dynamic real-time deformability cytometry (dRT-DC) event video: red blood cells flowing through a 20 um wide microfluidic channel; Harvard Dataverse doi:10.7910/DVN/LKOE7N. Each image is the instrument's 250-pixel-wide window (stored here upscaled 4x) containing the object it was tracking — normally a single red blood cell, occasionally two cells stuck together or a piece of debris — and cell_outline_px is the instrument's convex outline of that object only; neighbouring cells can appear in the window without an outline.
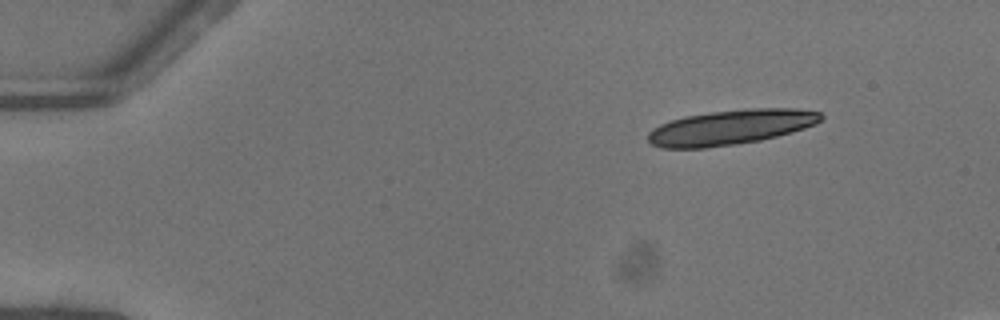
{"species": "common noctule bat (a hibernating species)", "species_latin": "Nyctalus noctula", "temperature_condition": "warm", "stored_images_in_passage": 14, "camera_frame_rate_fps": 3000, "um_per_image_px": 0.085, "animal": {"sex": "female"}, "frame": {"image": 1, "passage_image": 1, "time_ms": 0.0, "image_size_px": [1000, 320], "cell_outline_px": [[824, 116], [816, 124], [792, 132], [760, 140], [736, 144], [704, 148], [660, 148], [652, 144], [648, 140], [648, 132], [652, 128], [660, 124], [684, 116], [708, 112], [744, 108], [796, 108], [820, 112]], "centroid_in_image_um": [62.1, 10.81], "position_along_channel_um": 22.9, "area_um2": 35.37}}